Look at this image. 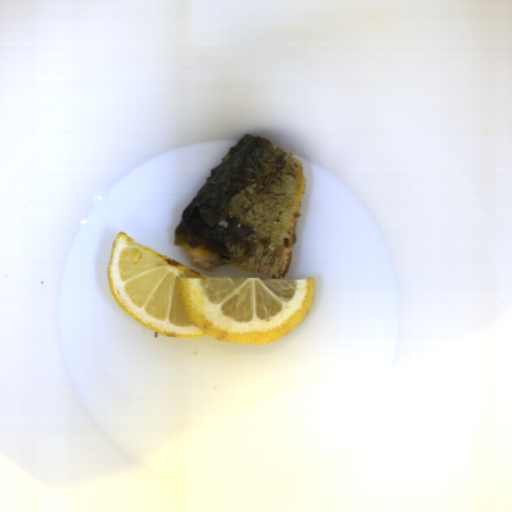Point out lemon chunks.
Masks as SVG:
<instances>
[{
    "label": "lemon chunks",
    "instance_id": "lemon-chunks-1",
    "mask_svg": "<svg viewBox=\"0 0 512 512\" xmlns=\"http://www.w3.org/2000/svg\"><path fill=\"white\" fill-rule=\"evenodd\" d=\"M108 283L124 314L164 337L274 343L314 304L316 280L210 277L116 234Z\"/></svg>",
    "mask_w": 512,
    "mask_h": 512
}]
</instances>
